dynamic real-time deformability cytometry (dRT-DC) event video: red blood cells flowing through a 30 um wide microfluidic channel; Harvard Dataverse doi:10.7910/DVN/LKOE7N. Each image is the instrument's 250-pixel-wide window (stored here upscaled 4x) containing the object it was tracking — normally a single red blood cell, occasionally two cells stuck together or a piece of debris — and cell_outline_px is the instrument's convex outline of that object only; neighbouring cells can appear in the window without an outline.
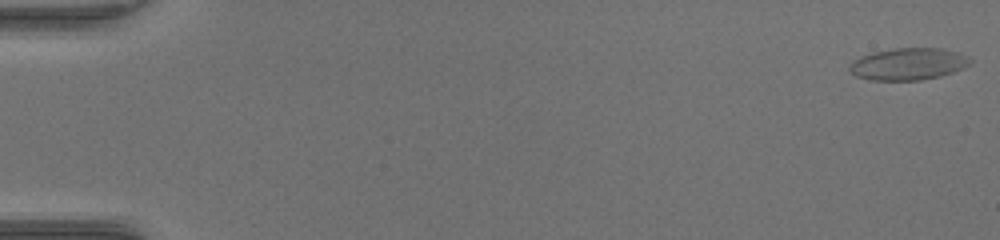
{"species": "common noctule bat (a hibernating species)", "species_latin": "Nyctalus noctula", "temperature_condition": "warm", "stored_images_in_passage": 53, "camera_frame_rate_fps": 3000, "um_per_image_px": 0.085, "animal": {"sex": "female", "body_mass_g": 17.0, "forearm_length_mm": 48.0}, "frame": {"image": 1, "passage_image": 1, "time_ms": 0.0, "image_size_px": [1000, 240], "cell_outline_px": [[972, 60], [964, 68], [940, 76], [920, 80], [872, 80], [856, 76], [848, 68], [852, 60], [860, 56], [872, 52], [896, 48], [940, 48], [956, 52]], "centroid_in_image_um": [77.16, 5.44], "position_along_channel_um": 7.8, "area_um2": 22.31}}
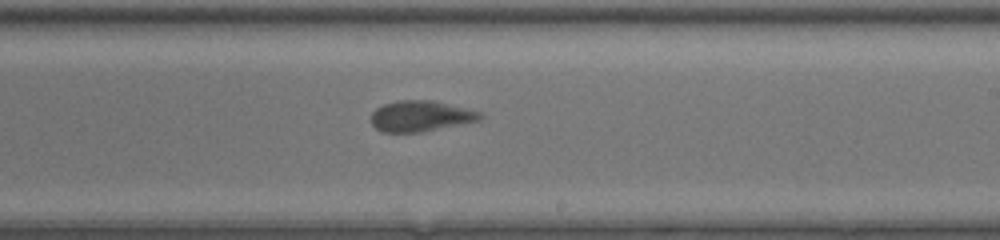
{"frame": {"image": 2, "passage_image": 33, "time_ms": 10.667, "image_size_px": [1000, 240], "cell_outline_px": [[484, 116], [480, 120], [420, 132], [380, 132], [372, 124], [372, 112], [376, 108], [384, 104], [400, 100], [432, 100], [480, 112]], "centroid_in_image_um": [35.73, 9.87], "position_along_channel_um": 253.3, "area_um2": 19.31}}
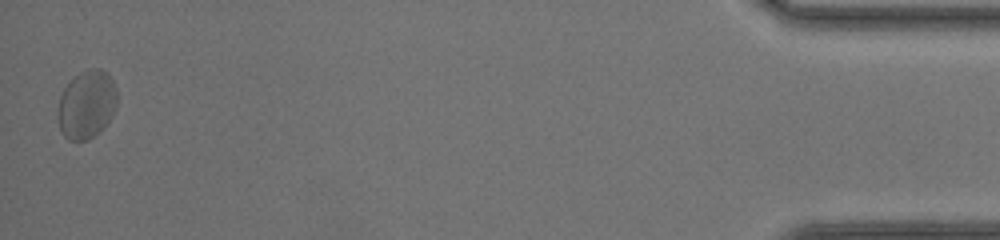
{"frame": {"image": 3, "passage_image": 53, "time_ms": 17.333, "image_size_px": [1000, 240], "cell_outline_px": [[116, 108], [112, 116], [104, 128], [88, 140], [68, 140], [64, 136], [60, 128], [56, 116], [60, 96], [64, 88], [80, 72], [88, 68], [100, 68], [108, 72], [116, 88]], "centroid_in_image_um": [7.37, 8.88], "position_along_channel_um": 427.8, "area_um2": 23.76}, "authors_computed_cell_mechanics": {"area_um2": 20.4612, "velocity_mm_per_s": 3.9568, "shape_relaxation_time_tau1_ms": 4.9585, "shape_relaxation_time_tau2_ms": 1.2515, "deformation_change_tau1": 0.1665, "deformation_change_tau2": 0.0808}}